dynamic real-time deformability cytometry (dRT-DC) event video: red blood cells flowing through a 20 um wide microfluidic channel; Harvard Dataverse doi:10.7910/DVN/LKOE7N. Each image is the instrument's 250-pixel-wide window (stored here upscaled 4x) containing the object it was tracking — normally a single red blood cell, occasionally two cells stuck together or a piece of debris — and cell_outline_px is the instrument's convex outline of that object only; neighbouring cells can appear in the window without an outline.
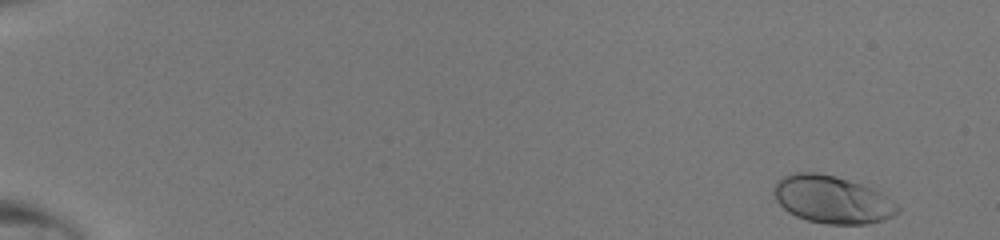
{"species": "human", "species_latin": "Homo sapiens", "temperature_condition": "room temperature", "stored_images_in_passage": 46, "camera_frame_rate_fps": 3000, "um_per_image_px": 0.085, "donor": {"sex": "male"}, "frame": {"image": 1, "passage_image": 1, "time_ms": 0.0, "image_size_px": [1000, 240], "cell_outline_px": [[900, 212], [884, 220], [864, 224], [828, 224], [808, 220], [796, 216], [788, 212], [776, 200], [772, 192], [776, 180], [792, 172], [816, 172], [832, 176], [860, 184], [872, 188], [896, 204], [900, 208]], "centroid_in_image_um": [70.69, 16.96], "position_along_channel_um": 14.3, "area_um2": 34.04}}
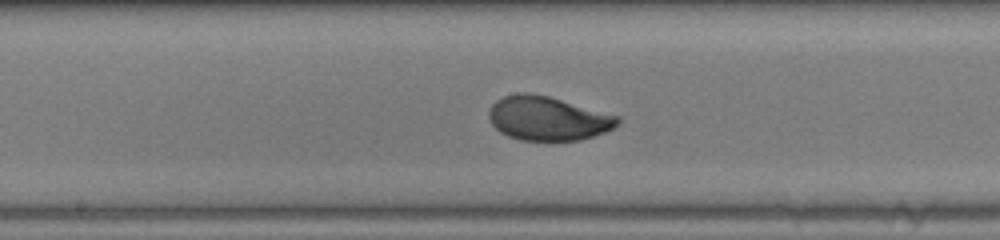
{"frame": {"image": 2, "passage_image": 26, "time_ms": 8.333, "image_size_px": [1000, 240], "cell_outline_px": [[620, 120], [612, 128], [604, 132], [580, 140], [520, 140], [508, 136], [500, 132], [492, 124], [488, 116], [488, 112], [492, 104], [496, 100], [504, 96], [520, 92], [528, 92], [548, 96], [620, 116]], "centroid_in_image_um": [46.53, 10.05], "position_along_channel_um": 201.7, "area_um2": 32.89}}
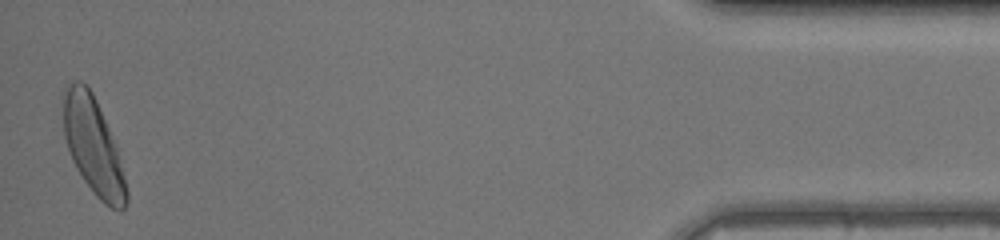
{"frame": {"image": 3, "passage_image": 46, "time_ms": 15.0, "image_size_px": [1000, 240], "cell_outline_px": [[128, 200], [124, 208], [120, 212], [104, 204], [96, 196], [84, 180], [76, 168], [72, 160], [64, 136], [64, 96], [72, 80], [80, 80], [92, 92], [96, 100], [108, 128], [116, 148], [124, 176], [128, 192]], "centroid_in_image_um": [7.93, 12.47], "position_along_channel_um": 427.3, "area_um2": 34.74}}